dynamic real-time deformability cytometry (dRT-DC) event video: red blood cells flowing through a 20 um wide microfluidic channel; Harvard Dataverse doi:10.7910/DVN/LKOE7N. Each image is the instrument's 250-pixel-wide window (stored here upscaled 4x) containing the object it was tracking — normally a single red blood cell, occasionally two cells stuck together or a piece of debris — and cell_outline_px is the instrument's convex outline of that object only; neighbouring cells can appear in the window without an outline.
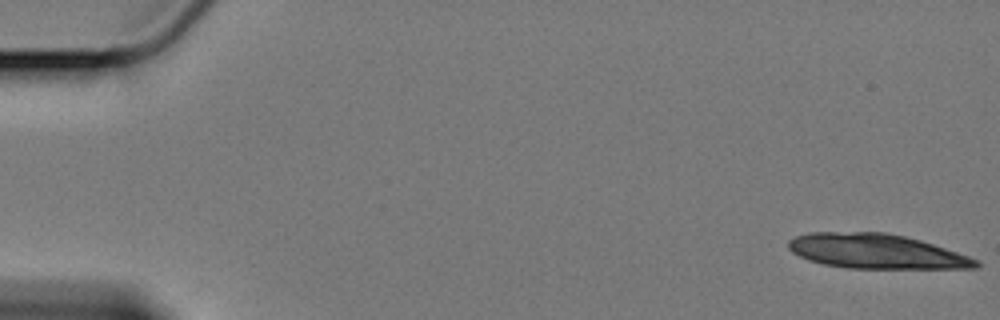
{"species": "Egyptian fruit bat (a non-hibernating species)", "species_latin": "Rousettus aegyptiacus", "temperature_condition": "cold", "stored_images_in_passage": 11, "camera_frame_rate_fps": 3000, "um_per_image_px": 0.085, "animal": {"sex": "female"}, "frame": {"image": 1, "passage_image": 1, "time_ms": 0.0, "image_size_px": [1000, 320], "cell_outline_px": [[980, 264], [976, 268], [848, 268], [824, 264], [808, 260], [792, 252], [788, 248], [788, 240], [796, 236], [808, 232], [884, 232], [904, 236], [920, 240], [968, 256], [976, 260]], "centroid_in_image_um": [74.42, 21.36], "position_along_channel_um": 10.6, "area_um2": 37.51}}